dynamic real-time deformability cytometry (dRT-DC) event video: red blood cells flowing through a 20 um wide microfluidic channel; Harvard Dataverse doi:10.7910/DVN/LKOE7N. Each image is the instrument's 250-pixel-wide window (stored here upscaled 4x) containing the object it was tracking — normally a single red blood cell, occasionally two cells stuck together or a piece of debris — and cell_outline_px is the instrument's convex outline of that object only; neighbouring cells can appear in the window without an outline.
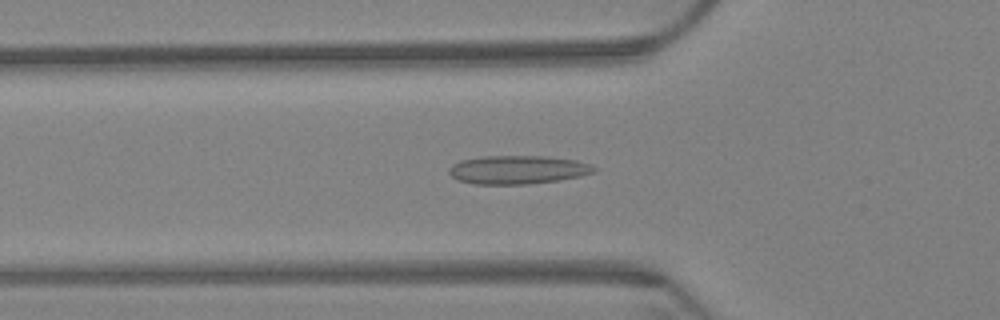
{"species": "Egyptian fruit bat (a non-hibernating species)", "species_latin": "Rousettus aegyptiacus", "temperature_condition": "warm", "stored_images_in_passage": 63, "camera_frame_rate_fps": 3000, "um_per_image_px": 0.085, "animal": {"sex": "female"}, "frame": {"image": 1, "passage_image": 22, "time_ms": 7.0, "image_size_px": [1000, 320], "cell_outline_px": [[596, 172], [580, 176], [560, 180], [528, 184], [476, 184], [456, 180], [448, 172], [448, 168], [452, 164], [460, 160], [480, 156], [544, 156], [576, 160], [592, 164], [596, 168]], "centroid_in_image_um": [44.0, 14.42], "position_along_channel_um": 81.8, "area_um2": 24.33}}
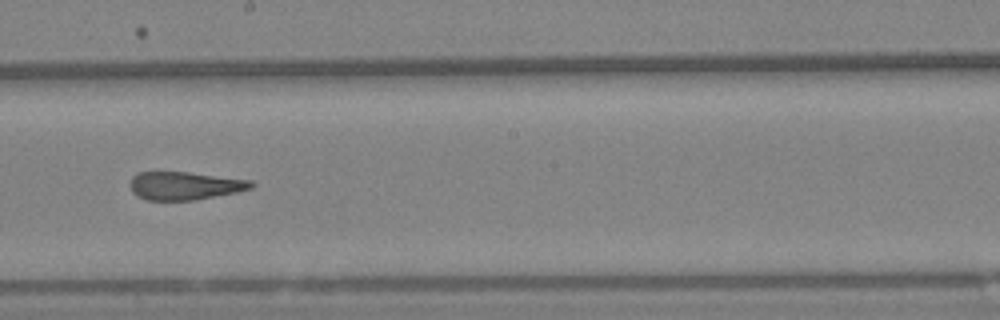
{"frame": {"image": 2, "passage_image": 36, "time_ms": 11.667, "image_size_px": [1000, 320], "cell_outline_px": [[256, 184], [252, 188], [236, 192], [196, 200], [148, 200], [136, 196], [132, 192], [128, 184], [132, 176], [136, 172], [188, 172], [252, 180]], "centroid_in_image_um": [15.67, 15.78], "position_along_channel_um": 232.5, "area_um2": 20.06}}
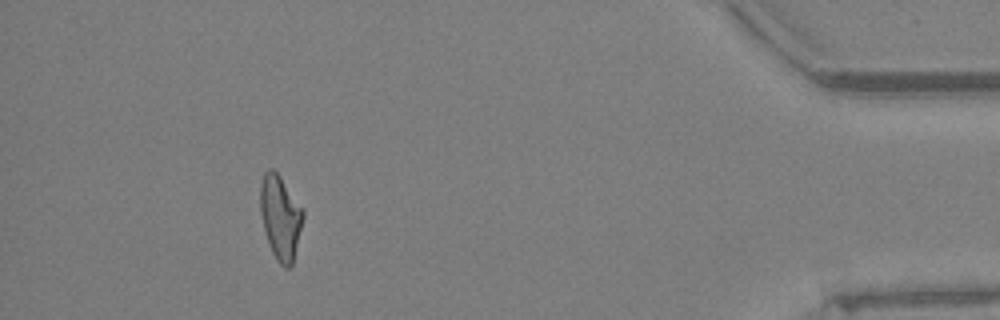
{"frame": {"image": 3, "passage_image": 58, "time_ms": 19.0, "image_size_px": [1000, 320], "cell_outline_px": [[304, 216], [292, 264], [288, 268], [284, 268], [276, 260], [268, 244], [260, 212], [260, 184], [264, 172], [268, 168], [272, 168], [280, 176], [304, 208]], "centroid_in_image_um": [23.83, 18.45], "position_along_channel_um": 411.4, "area_um2": 21.1}, "authors_computed_cell_mechanics": {"area_um2": 21.386, "velocity_mm_per_s": 3.2313, "shape_relaxation_time_tau1_ms": null, "shape_relaxation_time_tau2_ms": 2.8062, "deformation_change_tau1": null, "deformation_change_tau2": 0.1305}}